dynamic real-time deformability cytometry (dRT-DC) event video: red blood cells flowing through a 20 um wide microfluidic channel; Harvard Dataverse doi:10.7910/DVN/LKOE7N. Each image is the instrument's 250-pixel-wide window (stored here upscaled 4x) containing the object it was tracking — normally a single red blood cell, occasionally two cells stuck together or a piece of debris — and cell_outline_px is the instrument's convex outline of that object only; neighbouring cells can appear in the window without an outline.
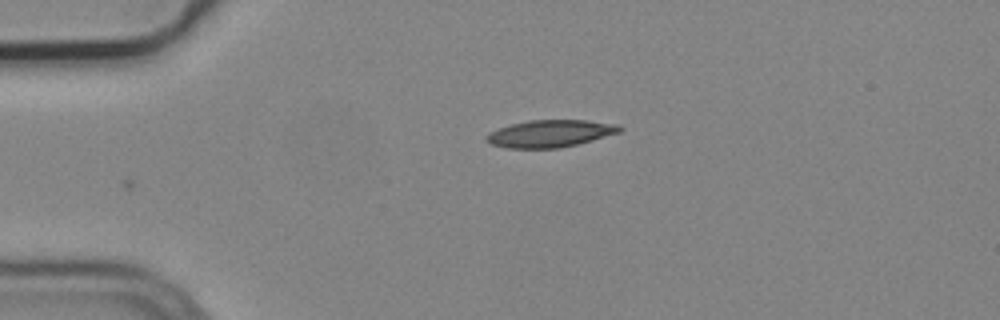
{"species": "common noctule bat (a hibernating species)", "species_latin": "Nyctalus noctula", "temperature_condition": "cold", "stored_images_in_passage": 2, "camera_frame_rate_fps": 3000, "um_per_image_px": 0.085, "animal": {"sex": "male", "body_mass_g": 19.2, "forearm_length_mm": 51.8}, "frame": {"image": 1, "passage_image": 1, "time_ms": 0.0, "image_size_px": [1000, 320], "cell_outline_px": [[624, 128], [620, 132], [592, 140], [560, 148], [504, 148], [492, 144], [484, 140], [484, 136], [488, 132], [512, 124], [528, 120], [588, 120], [620, 124]], "centroid_in_image_um": [46.77, 11.35], "position_along_channel_um": 38.2, "area_um2": 21.27}}